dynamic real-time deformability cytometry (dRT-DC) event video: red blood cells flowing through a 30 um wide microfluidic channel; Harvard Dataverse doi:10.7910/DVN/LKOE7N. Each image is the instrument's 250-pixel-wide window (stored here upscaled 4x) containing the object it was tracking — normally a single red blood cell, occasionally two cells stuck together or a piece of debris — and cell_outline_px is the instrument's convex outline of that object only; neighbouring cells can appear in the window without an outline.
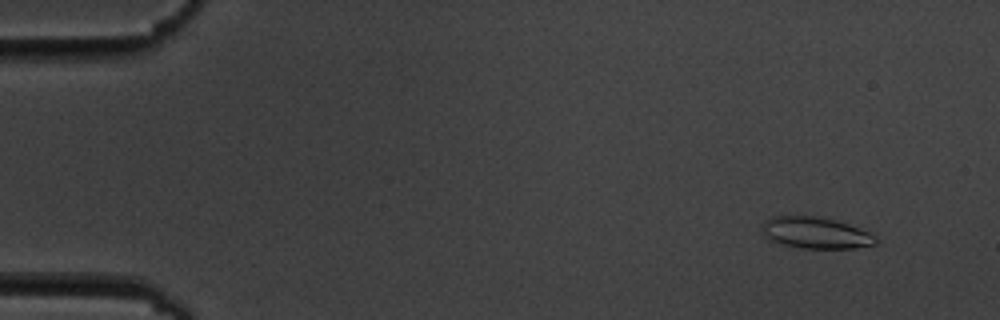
{"species": "common noctule bat (a hibernating species)", "species_latin": "Nyctalus noctula", "temperature_condition": "cold", "stored_images_in_passage": 9, "camera_frame_rate_fps": 3000, "um_per_image_px": 0.085, "animal": {"sex": "male", "body_mass_g": 19.5, "forearm_length_mm": 54.6}, "frame": {"image": 1, "passage_image": 1, "time_ms": 0.0, "image_size_px": [1000, 320], "cell_outline_px": [[876, 244], [856, 248], [804, 248], [784, 244], [772, 240], [764, 236], [760, 232], [764, 220], [772, 216], [816, 216], [836, 220], [848, 224], [868, 232], [876, 236]], "centroid_in_image_um": [69.3, 19.78], "position_along_channel_um": 15.7, "area_um2": 20.75}}
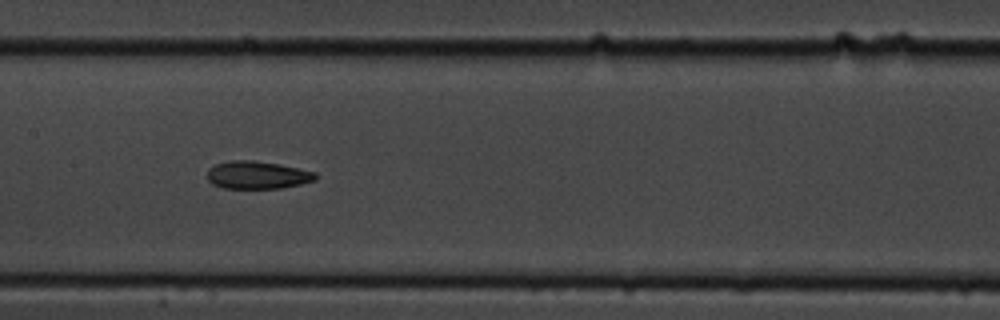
{"frame": {"image": 2, "passage_image": 8, "time_ms": 8.0, "image_size_px": [1000, 320], "cell_outline_px": [[316, 180], [300, 184], [280, 188], [224, 188], [212, 184], [208, 180], [208, 168], [216, 164], [228, 160], [252, 160], [280, 164], [316, 172]], "centroid_in_image_um": [21.86, 14.87], "position_along_channel_um": 185.5, "area_um2": 17.51}}
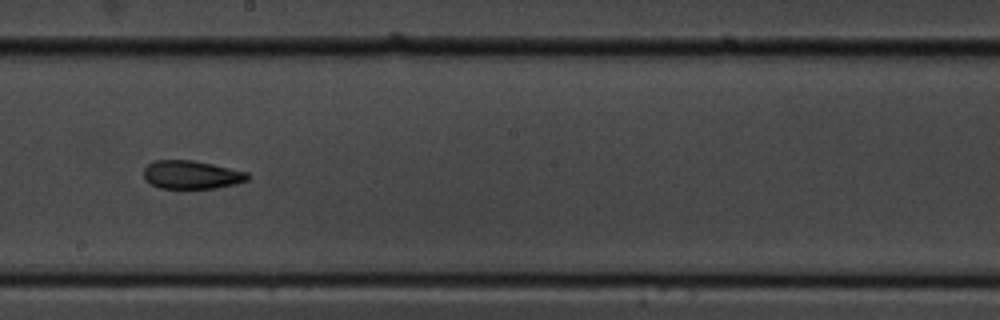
{"frame": {"image": 3, "passage_image": 9, "time_ms": 9.333, "image_size_px": [1000, 320], "cell_outline_px": [[248, 180], [236, 184], [216, 188], [160, 188], [144, 180], [144, 168], [152, 160], [192, 160], [212, 164], [248, 172]], "centroid_in_image_um": [16.26, 14.85], "position_along_channel_um": 231.9, "area_um2": 17.17}}